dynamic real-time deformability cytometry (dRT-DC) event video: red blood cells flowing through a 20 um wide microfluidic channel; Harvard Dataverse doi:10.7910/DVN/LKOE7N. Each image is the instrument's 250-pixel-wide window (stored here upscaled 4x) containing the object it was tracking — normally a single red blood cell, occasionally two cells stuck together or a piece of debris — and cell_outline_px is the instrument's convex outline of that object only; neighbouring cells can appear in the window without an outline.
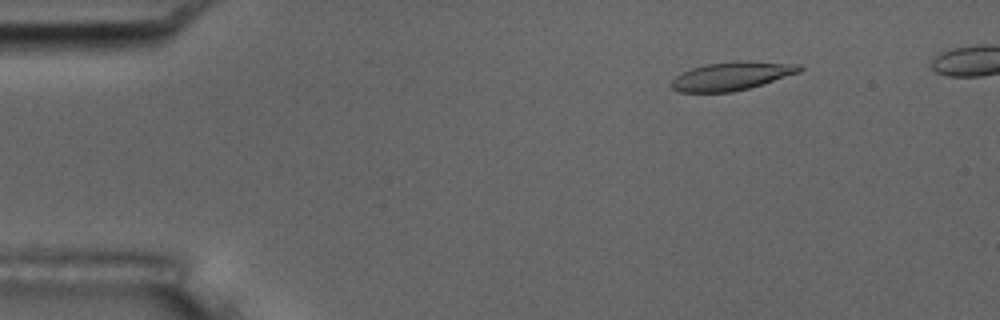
{"species": "common noctule bat (a hibernating species)", "species_latin": "Nyctalus noctula", "temperature_condition": "room temperature", "stored_images_in_passage": 51, "camera_frame_rate_fps": 3000, "um_per_image_px": 0.085, "animal": {"sex": "male", "body_mass_g": 17.5, "forearm_length_mm": 52.3}, "frame": {"image": 1, "passage_image": 8, "time_ms": 2.333, "image_size_px": [1000, 320], "cell_outline_px": [[804, 68], [800, 72], [748, 88], [732, 92], [680, 92], [672, 88], [672, 80], [680, 72], [692, 68], [708, 64], [740, 60], [748, 60], [800, 64]], "centroid_in_image_um": [62.21, 6.45], "position_along_channel_um": 22.8, "area_um2": 21.15}}